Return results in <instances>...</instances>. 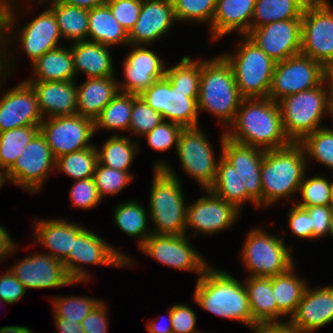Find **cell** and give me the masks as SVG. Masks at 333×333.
<instances>
[{
    "label": "cell",
    "mask_w": 333,
    "mask_h": 333,
    "mask_svg": "<svg viewBox=\"0 0 333 333\" xmlns=\"http://www.w3.org/2000/svg\"><path fill=\"white\" fill-rule=\"evenodd\" d=\"M15 1L18 3L17 0H0V72L7 75L8 78L10 77L11 67H14V65H11L14 58L10 49L8 51V47H11L8 44L12 46L21 45L31 64L49 50L62 46L58 43L62 36L57 20L54 12L49 7L26 23L21 29L16 26L20 15ZM13 2L16 4L14 5ZM16 27L20 30L15 29ZM17 41L21 42L20 45Z\"/></svg>",
    "instance_id": "1"
},
{
    "label": "cell",
    "mask_w": 333,
    "mask_h": 333,
    "mask_svg": "<svg viewBox=\"0 0 333 333\" xmlns=\"http://www.w3.org/2000/svg\"><path fill=\"white\" fill-rule=\"evenodd\" d=\"M225 137L244 145L273 150L291 142L284 133L278 102L270 98H243Z\"/></svg>",
    "instance_id": "2"
},
{
    "label": "cell",
    "mask_w": 333,
    "mask_h": 333,
    "mask_svg": "<svg viewBox=\"0 0 333 333\" xmlns=\"http://www.w3.org/2000/svg\"><path fill=\"white\" fill-rule=\"evenodd\" d=\"M193 300L203 310L239 321L252 331V313L244 282L208 265L197 278Z\"/></svg>",
    "instance_id": "3"
},
{
    "label": "cell",
    "mask_w": 333,
    "mask_h": 333,
    "mask_svg": "<svg viewBox=\"0 0 333 333\" xmlns=\"http://www.w3.org/2000/svg\"><path fill=\"white\" fill-rule=\"evenodd\" d=\"M166 161L154 163L149 198V218L155 225L152 234L184 235L187 234V206L181 181Z\"/></svg>",
    "instance_id": "4"
},
{
    "label": "cell",
    "mask_w": 333,
    "mask_h": 333,
    "mask_svg": "<svg viewBox=\"0 0 333 333\" xmlns=\"http://www.w3.org/2000/svg\"><path fill=\"white\" fill-rule=\"evenodd\" d=\"M308 161L300 143L273 150H265L261 164V208L270 207L280 199L288 198L299 191L306 175Z\"/></svg>",
    "instance_id": "5"
},
{
    "label": "cell",
    "mask_w": 333,
    "mask_h": 333,
    "mask_svg": "<svg viewBox=\"0 0 333 333\" xmlns=\"http://www.w3.org/2000/svg\"><path fill=\"white\" fill-rule=\"evenodd\" d=\"M242 99L232 67L222 55L201 60L199 112L211 113L227 129Z\"/></svg>",
    "instance_id": "6"
},
{
    "label": "cell",
    "mask_w": 333,
    "mask_h": 333,
    "mask_svg": "<svg viewBox=\"0 0 333 333\" xmlns=\"http://www.w3.org/2000/svg\"><path fill=\"white\" fill-rule=\"evenodd\" d=\"M278 105L284 133L293 143H300L307 135L322 128V119L330 111L323 82L314 88L283 97Z\"/></svg>",
    "instance_id": "7"
},
{
    "label": "cell",
    "mask_w": 333,
    "mask_h": 333,
    "mask_svg": "<svg viewBox=\"0 0 333 333\" xmlns=\"http://www.w3.org/2000/svg\"><path fill=\"white\" fill-rule=\"evenodd\" d=\"M233 53L221 54L232 67L235 81L243 98H267L275 61L246 35Z\"/></svg>",
    "instance_id": "8"
},
{
    "label": "cell",
    "mask_w": 333,
    "mask_h": 333,
    "mask_svg": "<svg viewBox=\"0 0 333 333\" xmlns=\"http://www.w3.org/2000/svg\"><path fill=\"white\" fill-rule=\"evenodd\" d=\"M282 236L279 238L260 227L248 232L240 256L249 277H273L295 265L291 248L285 245Z\"/></svg>",
    "instance_id": "9"
},
{
    "label": "cell",
    "mask_w": 333,
    "mask_h": 333,
    "mask_svg": "<svg viewBox=\"0 0 333 333\" xmlns=\"http://www.w3.org/2000/svg\"><path fill=\"white\" fill-rule=\"evenodd\" d=\"M62 263L74 281L88 282L92 279V276L83 267L84 264L117 268L131 267L134 264V259L132 260L128 254L105 242L95 232L93 233L85 228L73 239L72 251H69L68 256Z\"/></svg>",
    "instance_id": "10"
},
{
    "label": "cell",
    "mask_w": 333,
    "mask_h": 333,
    "mask_svg": "<svg viewBox=\"0 0 333 333\" xmlns=\"http://www.w3.org/2000/svg\"><path fill=\"white\" fill-rule=\"evenodd\" d=\"M301 54L323 66L333 64V8L329 0H310L301 18Z\"/></svg>",
    "instance_id": "11"
},
{
    "label": "cell",
    "mask_w": 333,
    "mask_h": 333,
    "mask_svg": "<svg viewBox=\"0 0 333 333\" xmlns=\"http://www.w3.org/2000/svg\"><path fill=\"white\" fill-rule=\"evenodd\" d=\"M211 145L207 134L200 127L184 128L180 133L175 153L180 167L203 190L213 185L219 162Z\"/></svg>",
    "instance_id": "12"
},
{
    "label": "cell",
    "mask_w": 333,
    "mask_h": 333,
    "mask_svg": "<svg viewBox=\"0 0 333 333\" xmlns=\"http://www.w3.org/2000/svg\"><path fill=\"white\" fill-rule=\"evenodd\" d=\"M55 172V159L39 131L6 171L10 183L35 194L42 190L46 179Z\"/></svg>",
    "instance_id": "13"
},
{
    "label": "cell",
    "mask_w": 333,
    "mask_h": 333,
    "mask_svg": "<svg viewBox=\"0 0 333 333\" xmlns=\"http://www.w3.org/2000/svg\"><path fill=\"white\" fill-rule=\"evenodd\" d=\"M164 121L183 128L199 127L198 97H189V91L172 89L168 78L158 79L139 95Z\"/></svg>",
    "instance_id": "14"
},
{
    "label": "cell",
    "mask_w": 333,
    "mask_h": 333,
    "mask_svg": "<svg viewBox=\"0 0 333 333\" xmlns=\"http://www.w3.org/2000/svg\"><path fill=\"white\" fill-rule=\"evenodd\" d=\"M54 159L91 147L94 120L79 114L44 118L39 126Z\"/></svg>",
    "instance_id": "15"
},
{
    "label": "cell",
    "mask_w": 333,
    "mask_h": 333,
    "mask_svg": "<svg viewBox=\"0 0 333 333\" xmlns=\"http://www.w3.org/2000/svg\"><path fill=\"white\" fill-rule=\"evenodd\" d=\"M324 66L301 53L276 62L268 98L278 102L283 97L320 85Z\"/></svg>",
    "instance_id": "16"
},
{
    "label": "cell",
    "mask_w": 333,
    "mask_h": 333,
    "mask_svg": "<svg viewBox=\"0 0 333 333\" xmlns=\"http://www.w3.org/2000/svg\"><path fill=\"white\" fill-rule=\"evenodd\" d=\"M188 236L151 234L139 249L163 265L201 276L209 263L195 250Z\"/></svg>",
    "instance_id": "17"
},
{
    "label": "cell",
    "mask_w": 333,
    "mask_h": 333,
    "mask_svg": "<svg viewBox=\"0 0 333 333\" xmlns=\"http://www.w3.org/2000/svg\"><path fill=\"white\" fill-rule=\"evenodd\" d=\"M205 196L187 206L186 230H193V235H213L219 231L229 229L240 216V210L233 204L216 196L209 189Z\"/></svg>",
    "instance_id": "18"
},
{
    "label": "cell",
    "mask_w": 333,
    "mask_h": 333,
    "mask_svg": "<svg viewBox=\"0 0 333 333\" xmlns=\"http://www.w3.org/2000/svg\"><path fill=\"white\" fill-rule=\"evenodd\" d=\"M133 50L123 61L125 80L118 81L119 91L139 96L166 74V66L158 54L147 45H128Z\"/></svg>",
    "instance_id": "19"
},
{
    "label": "cell",
    "mask_w": 333,
    "mask_h": 333,
    "mask_svg": "<svg viewBox=\"0 0 333 333\" xmlns=\"http://www.w3.org/2000/svg\"><path fill=\"white\" fill-rule=\"evenodd\" d=\"M9 269L26 290L58 288L81 283L69 276L62 261L47 253L35 252L20 259Z\"/></svg>",
    "instance_id": "20"
},
{
    "label": "cell",
    "mask_w": 333,
    "mask_h": 333,
    "mask_svg": "<svg viewBox=\"0 0 333 333\" xmlns=\"http://www.w3.org/2000/svg\"><path fill=\"white\" fill-rule=\"evenodd\" d=\"M275 62L301 52V19L280 20L250 29L246 35Z\"/></svg>",
    "instance_id": "21"
},
{
    "label": "cell",
    "mask_w": 333,
    "mask_h": 333,
    "mask_svg": "<svg viewBox=\"0 0 333 333\" xmlns=\"http://www.w3.org/2000/svg\"><path fill=\"white\" fill-rule=\"evenodd\" d=\"M0 72V85L6 78ZM1 87V86H0ZM43 120L37 97L25 81L4 92L0 97V132L29 125H40Z\"/></svg>",
    "instance_id": "22"
},
{
    "label": "cell",
    "mask_w": 333,
    "mask_h": 333,
    "mask_svg": "<svg viewBox=\"0 0 333 333\" xmlns=\"http://www.w3.org/2000/svg\"><path fill=\"white\" fill-rule=\"evenodd\" d=\"M221 154L235 167L246 193L261 208V164L264 151L261 148L240 144L225 137V132L220 135Z\"/></svg>",
    "instance_id": "23"
},
{
    "label": "cell",
    "mask_w": 333,
    "mask_h": 333,
    "mask_svg": "<svg viewBox=\"0 0 333 333\" xmlns=\"http://www.w3.org/2000/svg\"><path fill=\"white\" fill-rule=\"evenodd\" d=\"M176 23L172 0H142L140 15L128 33L129 45L152 46Z\"/></svg>",
    "instance_id": "24"
},
{
    "label": "cell",
    "mask_w": 333,
    "mask_h": 333,
    "mask_svg": "<svg viewBox=\"0 0 333 333\" xmlns=\"http://www.w3.org/2000/svg\"><path fill=\"white\" fill-rule=\"evenodd\" d=\"M288 322L307 333H313L333 322V285L317 288L308 285Z\"/></svg>",
    "instance_id": "25"
},
{
    "label": "cell",
    "mask_w": 333,
    "mask_h": 333,
    "mask_svg": "<svg viewBox=\"0 0 333 333\" xmlns=\"http://www.w3.org/2000/svg\"><path fill=\"white\" fill-rule=\"evenodd\" d=\"M27 83L36 94L43 119L77 114L76 81Z\"/></svg>",
    "instance_id": "26"
},
{
    "label": "cell",
    "mask_w": 333,
    "mask_h": 333,
    "mask_svg": "<svg viewBox=\"0 0 333 333\" xmlns=\"http://www.w3.org/2000/svg\"><path fill=\"white\" fill-rule=\"evenodd\" d=\"M256 0H217L211 22L212 42L235 32L243 36L250 31Z\"/></svg>",
    "instance_id": "27"
},
{
    "label": "cell",
    "mask_w": 333,
    "mask_h": 333,
    "mask_svg": "<svg viewBox=\"0 0 333 333\" xmlns=\"http://www.w3.org/2000/svg\"><path fill=\"white\" fill-rule=\"evenodd\" d=\"M34 238L36 244L50 250V256L63 261L72 251L73 239L84 229L79 223L68 222L67 219L34 220Z\"/></svg>",
    "instance_id": "28"
},
{
    "label": "cell",
    "mask_w": 333,
    "mask_h": 333,
    "mask_svg": "<svg viewBox=\"0 0 333 333\" xmlns=\"http://www.w3.org/2000/svg\"><path fill=\"white\" fill-rule=\"evenodd\" d=\"M76 84L77 114L95 120L103 108L120 92L115 76L86 78Z\"/></svg>",
    "instance_id": "29"
},
{
    "label": "cell",
    "mask_w": 333,
    "mask_h": 333,
    "mask_svg": "<svg viewBox=\"0 0 333 333\" xmlns=\"http://www.w3.org/2000/svg\"><path fill=\"white\" fill-rule=\"evenodd\" d=\"M74 71L84 73L87 78H103L115 76L111 47L90 41L72 43Z\"/></svg>",
    "instance_id": "30"
},
{
    "label": "cell",
    "mask_w": 333,
    "mask_h": 333,
    "mask_svg": "<svg viewBox=\"0 0 333 333\" xmlns=\"http://www.w3.org/2000/svg\"><path fill=\"white\" fill-rule=\"evenodd\" d=\"M244 282L252 313V331L259 325L277 323L272 277L247 276Z\"/></svg>",
    "instance_id": "31"
},
{
    "label": "cell",
    "mask_w": 333,
    "mask_h": 333,
    "mask_svg": "<svg viewBox=\"0 0 333 333\" xmlns=\"http://www.w3.org/2000/svg\"><path fill=\"white\" fill-rule=\"evenodd\" d=\"M32 78L25 82L76 81L71 48L59 46L44 53L32 63Z\"/></svg>",
    "instance_id": "32"
},
{
    "label": "cell",
    "mask_w": 333,
    "mask_h": 333,
    "mask_svg": "<svg viewBox=\"0 0 333 333\" xmlns=\"http://www.w3.org/2000/svg\"><path fill=\"white\" fill-rule=\"evenodd\" d=\"M295 269L294 265L285 273L272 277L273 294L277 304V323L288 322L308 286L307 281L303 277L300 278ZM283 317H286L287 321H283Z\"/></svg>",
    "instance_id": "33"
},
{
    "label": "cell",
    "mask_w": 333,
    "mask_h": 333,
    "mask_svg": "<svg viewBox=\"0 0 333 333\" xmlns=\"http://www.w3.org/2000/svg\"><path fill=\"white\" fill-rule=\"evenodd\" d=\"M88 41L109 47L129 45L127 31L118 23L106 4L89 10Z\"/></svg>",
    "instance_id": "34"
},
{
    "label": "cell",
    "mask_w": 333,
    "mask_h": 333,
    "mask_svg": "<svg viewBox=\"0 0 333 333\" xmlns=\"http://www.w3.org/2000/svg\"><path fill=\"white\" fill-rule=\"evenodd\" d=\"M209 190L240 211L243 204L249 202L257 208V203L246 193L245 187L235 167L220 154L216 178Z\"/></svg>",
    "instance_id": "35"
},
{
    "label": "cell",
    "mask_w": 333,
    "mask_h": 333,
    "mask_svg": "<svg viewBox=\"0 0 333 333\" xmlns=\"http://www.w3.org/2000/svg\"><path fill=\"white\" fill-rule=\"evenodd\" d=\"M62 38L70 42L88 41L89 10L68 5L61 0H50Z\"/></svg>",
    "instance_id": "36"
},
{
    "label": "cell",
    "mask_w": 333,
    "mask_h": 333,
    "mask_svg": "<svg viewBox=\"0 0 333 333\" xmlns=\"http://www.w3.org/2000/svg\"><path fill=\"white\" fill-rule=\"evenodd\" d=\"M113 209L115 225L131 238H138V249L152 234L148 226L149 212L136 200L121 202ZM149 229V230H148Z\"/></svg>",
    "instance_id": "37"
},
{
    "label": "cell",
    "mask_w": 333,
    "mask_h": 333,
    "mask_svg": "<svg viewBox=\"0 0 333 333\" xmlns=\"http://www.w3.org/2000/svg\"><path fill=\"white\" fill-rule=\"evenodd\" d=\"M139 145L130 136L113 133L102 144V148L96 147L98 163L120 171H130L133 159L140 152Z\"/></svg>",
    "instance_id": "38"
},
{
    "label": "cell",
    "mask_w": 333,
    "mask_h": 333,
    "mask_svg": "<svg viewBox=\"0 0 333 333\" xmlns=\"http://www.w3.org/2000/svg\"><path fill=\"white\" fill-rule=\"evenodd\" d=\"M310 0H256L250 29L280 20L301 19Z\"/></svg>",
    "instance_id": "39"
},
{
    "label": "cell",
    "mask_w": 333,
    "mask_h": 333,
    "mask_svg": "<svg viewBox=\"0 0 333 333\" xmlns=\"http://www.w3.org/2000/svg\"><path fill=\"white\" fill-rule=\"evenodd\" d=\"M132 109L133 94L119 92L94 120L95 134L98 129L129 132Z\"/></svg>",
    "instance_id": "40"
},
{
    "label": "cell",
    "mask_w": 333,
    "mask_h": 333,
    "mask_svg": "<svg viewBox=\"0 0 333 333\" xmlns=\"http://www.w3.org/2000/svg\"><path fill=\"white\" fill-rule=\"evenodd\" d=\"M97 163L98 154L94 144L55 159V171L62 172L74 180L87 179L94 176Z\"/></svg>",
    "instance_id": "41"
},
{
    "label": "cell",
    "mask_w": 333,
    "mask_h": 333,
    "mask_svg": "<svg viewBox=\"0 0 333 333\" xmlns=\"http://www.w3.org/2000/svg\"><path fill=\"white\" fill-rule=\"evenodd\" d=\"M40 125H29L0 132V167L7 171L22 150L39 132Z\"/></svg>",
    "instance_id": "42"
},
{
    "label": "cell",
    "mask_w": 333,
    "mask_h": 333,
    "mask_svg": "<svg viewBox=\"0 0 333 333\" xmlns=\"http://www.w3.org/2000/svg\"><path fill=\"white\" fill-rule=\"evenodd\" d=\"M165 76L172 89L189 91V97H199L201 59H192L186 55L173 67L168 68L167 65Z\"/></svg>",
    "instance_id": "43"
},
{
    "label": "cell",
    "mask_w": 333,
    "mask_h": 333,
    "mask_svg": "<svg viewBox=\"0 0 333 333\" xmlns=\"http://www.w3.org/2000/svg\"><path fill=\"white\" fill-rule=\"evenodd\" d=\"M54 319H67L81 323L82 320L102 301L85 296H53Z\"/></svg>",
    "instance_id": "44"
},
{
    "label": "cell",
    "mask_w": 333,
    "mask_h": 333,
    "mask_svg": "<svg viewBox=\"0 0 333 333\" xmlns=\"http://www.w3.org/2000/svg\"><path fill=\"white\" fill-rule=\"evenodd\" d=\"M306 159L333 170V129L322 127L307 135L301 142ZM310 158H309V157Z\"/></svg>",
    "instance_id": "45"
},
{
    "label": "cell",
    "mask_w": 333,
    "mask_h": 333,
    "mask_svg": "<svg viewBox=\"0 0 333 333\" xmlns=\"http://www.w3.org/2000/svg\"><path fill=\"white\" fill-rule=\"evenodd\" d=\"M217 0H172L176 22L207 23L211 27Z\"/></svg>",
    "instance_id": "46"
},
{
    "label": "cell",
    "mask_w": 333,
    "mask_h": 333,
    "mask_svg": "<svg viewBox=\"0 0 333 333\" xmlns=\"http://www.w3.org/2000/svg\"><path fill=\"white\" fill-rule=\"evenodd\" d=\"M332 185L333 180L329 181L323 176L308 178L304 175L298 191L302 201L295 204L300 207L329 206Z\"/></svg>",
    "instance_id": "47"
},
{
    "label": "cell",
    "mask_w": 333,
    "mask_h": 333,
    "mask_svg": "<svg viewBox=\"0 0 333 333\" xmlns=\"http://www.w3.org/2000/svg\"><path fill=\"white\" fill-rule=\"evenodd\" d=\"M94 180L101 199L107 195H118L133 180L129 171H120L97 163Z\"/></svg>",
    "instance_id": "48"
},
{
    "label": "cell",
    "mask_w": 333,
    "mask_h": 333,
    "mask_svg": "<svg viewBox=\"0 0 333 333\" xmlns=\"http://www.w3.org/2000/svg\"><path fill=\"white\" fill-rule=\"evenodd\" d=\"M163 121L162 116L148 106L140 96L133 94V109L129 132L143 137Z\"/></svg>",
    "instance_id": "49"
},
{
    "label": "cell",
    "mask_w": 333,
    "mask_h": 333,
    "mask_svg": "<svg viewBox=\"0 0 333 333\" xmlns=\"http://www.w3.org/2000/svg\"><path fill=\"white\" fill-rule=\"evenodd\" d=\"M184 128L176 123L162 121L151 132L145 134L150 149L165 152L175 146L177 149L178 139Z\"/></svg>",
    "instance_id": "50"
},
{
    "label": "cell",
    "mask_w": 333,
    "mask_h": 333,
    "mask_svg": "<svg viewBox=\"0 0 333 333\" xmlns=\"http://www.w3.org/2000/svg\"><path fill=\"white\" fill-rule=\"evenodd\" d=\"M69 196L72 206L81 210H92L102 201L94 177L74 180Z\"/></svg>",
    "instance_id": "51"
},
{
    "label": "cell",
    "mask_w": 333,
    "mask_h": 333,
    "mask_svg": "<svg viewBox=\"0 0 333 333\" xmlns=\"http://www.w3.org/2000/svg\"><path fill=\"white\" fill-rule=\"evenodd\" d=\"M105 4L118 23L129 33L140 15L142 0H106Z\"/></svg>",
    "instance_id": "52"
},
{
    "label": "cell",
    "mask_w": 333,
    "mask_h": 333,
    "mask_svg": "<svg viewBox=\"0 0 333 333\" xmlns=\"http://www.w3.org/2000/svg\"><path fill=\"white\" fill-rule=\"evenodd\" d=\"M195 311L185 304H173L171 307L172 333H198Z\"/></svg>",
    "instance_id": "53"
},
{
    "label": "cell",
    "mask_w": 333,
    "mask_h": 333,
    "mask_svg": "<svg viewBox=\"0 0 333 333\" xmlns=\"http://www.w3.org/2000/svg\"><path fill=\"white\" fill-rule=\"evenodd\" d=\"M311 216L312 239H320L330 234L333 211L329 206L303 207Z\"/></svg>",
    "instance_id": "54"
},
{
    "label": "cell",
    "mask_w": 333,
    "mask_h": 333,
    "mask_svg": "<svg viewBox=\"0 0 333 333\" xmlns=\"http://www.w3.org/2000/svg\"><path fill=\"white\" fill-rule=\"evenodd\" d=\"M292 202L293 207L287 212L291 232L303 240L312 239L311 216L305 208L296 205L294 201Z\"/></svg>",
    "instance_id": "55"
},
{
    "label": "cell",
    "mask_w": 333,
    "mask_h": 333,
    "mask_svg": "<svg viewBox=\"0 0 333 333\" xmlns=\"http://www.w3.org/2000/svg\"><path fill=\"white\" fill-rule=\"evenodd\" d=\"M2 274L0 276L1 302H4V304H15L23 298L27 290L9 268Z\"/></svg>",
    "instance_id": "56"
},
{
    "label": "cell",
    "mask_w": 333,
    "mask_h": 333,
    "mask_svg": "<svg viewBox=\"0 0 333 333\" xmlns=\"http://www.w3.org/2000/svg\"><path fill=\"white\" fill-rule=\"evenodd\" d=\"M107 306L101 301L81 322L85 333H108Z\"/></svg>",
    "instance_id": "57"
},
{
    "label": "cell",
    "mask_w": 333,
    "mask_h": 333,
    "mask_svg": "<svg viewBox=\"0 0 333 333\" xmlns=\"http://www.w3.org/2000/svg\"><path fill=\"white\" fill-rule=\"evenodd\" d=\"M252 332L254 333H307L292 326L289 322L263 324L257 326Z\"/></svg>",
    "instance_id": "58"
},
{
    "label": "cell",
    "mask_w": 333,
    "mask_h": 333,
    "mask_svg": "<svg viewBox=\"0 0 333 333\" xmlns=\"http://www.w3.org/2000/svg\"><path fill=\"white\" fill-rule=\"evenodd\" d=\"M11 234L0 225V261L15 252L19 246L12 240ZM1 263V262H0Z\"/></svg>",
    "instance_id": "59"
},
{
    "label": "cell",
    "mask_w": 333,
    "mask_h": 333,
    "mask_svg": "<svg viewBox=\"0 0 333 333\" xmlns=\"http://www.w3.org/2000/svg\"><path fill=\"white\" fill-rule=\"evenodd\" d=\"M168 322L164 324V322L162 323V321L159 319L162 317L159 316V318L154 320H151L150 322H147L146 326H147V331L148 333H172V325H171V308H169L168 310ZM161 323H160V321Z\"/></svg>",
    "instance_id": "60"
},
{
    "label": "cell",
    "mask_w": 333,
    "mask_h": 333,
    "mask_svg": "<svg viewBox=\"0 0 333 333\" xmlns=\"http://www.w3.org/2000/svg\"><path fill=\"white\" fill-rule=\"evenodd\" d=\"M323 84L325 86L329 108L333 107V64L324 66Z\"/></svg>",
    "instance_id": "61"
},
{
    "label": "cell",
    "mask_w": 333,
    "mask_h": 333,
    "mask_svg": "<svg viewBox=\"0 0 333 333\" xmlns=\"http://www.w3.org/2000/svg\"><path fill=\"white\" fill-rule=\"evenodd\" d=\"M54 321L60 333H85L81 323L71 322L67 319H54Z\"/></svg>",
    "instance_id": "62"
},
{
    "label": "cell",
    "mask_w": 333,
    "mask_h": 333,
    "mask_svg": "<svg viewBox=\"0 0 333 333\" xmlns=\"http://www.w3.org/2000/svg\"><path fill=\"white\" fill-rule=\"evenodd\" d=\"M62 2L79 8L91 10L94 7L105 4L106 0H61Z\"/></svg>",
    "instance_id": "63"
},
{
    "label": "cell",
    "mask_w": 333,
    "mask_h": 333,
    "mask_svg": "<svg viewBox=\"0 0 333 333\" xmlns=\"http://www.w3.org/2000/svg\"><path fill=\"white\" fill-rule=\"evenodd\" d=\"M0 333H33L28 326H3L0 327Z\"/></svg>",
    "instance_id": "64"
},
{
    "label": "cell",
    "mask_w": 333,
    "mask_h": 333,
    "mask_svg": "<svg viewBox=\"0 0 333 333\" xmlns=\"http://www.w3.org/2000/svg\"><path fill=\"white\" fill-rule=\"evenodd\" d=\"M5 182H8L7 176H6V171L0 167V189L5 185Z\"/></svg>",
    "instance_id": "65"
},
{
    "label": "cell",
    "mask_w": 333,
    "mask_h": 333,
    "mask_svg": "<svg viewBox=\"0 0 333 333\" xmlns=\"http://www.w3.org/2000/svg\"><path fill=\"white\" fill-rule=\"evenodd\" d=\"M329 207H330V208L332 209V211H333V185H332V189H331V195H330Z\"/></svg>",
    "instance_id": "66"
},
{
    "label": "cell",
    "mask_w": 333,
    "mask_h": 333,
    "mask_svg": "<svg viewBox=\"0 0 333 333\" xmlns=\"http://www.w3.org/2000/svg\"><path fill=\"white\" fill-rule=\"evenodd\" d=\"M35 1H36V0H35ZM37 1H38L37 3H40V4H41V3H42V4L45 3V4H46V3H48L50 0H37Z\"/></svg>",
    "instance_id": "67"
},
{
    "label": "cell",
    "mask_w": 333,
    "mask_h": 333,
    "mask_svg": "<svg viewBox=\"0 0 333 333\" xmlns=\"http://www.w3.org/2000/svg\"><path fill=\"white\" fill-rule=\"evenodd\" d=\"M329 115L331 116L333 122V107H330Z\"/></svg>",
    "instance_id": "68"
},
{
    "label": "cell",
    "mask_w": 333,
    "mask_h": 333,
    "mask_svg": "<svg viewBox=\"0 0 333 333\" xmlns=\"http://www.w3.org/2000/svg\"><path fill=\"white\" fill-rule=\"evenodd\" d=\"M330 235L333 237V220H332Z\"/></svg>",
    "instance_id": "69"
}]
</instances>
